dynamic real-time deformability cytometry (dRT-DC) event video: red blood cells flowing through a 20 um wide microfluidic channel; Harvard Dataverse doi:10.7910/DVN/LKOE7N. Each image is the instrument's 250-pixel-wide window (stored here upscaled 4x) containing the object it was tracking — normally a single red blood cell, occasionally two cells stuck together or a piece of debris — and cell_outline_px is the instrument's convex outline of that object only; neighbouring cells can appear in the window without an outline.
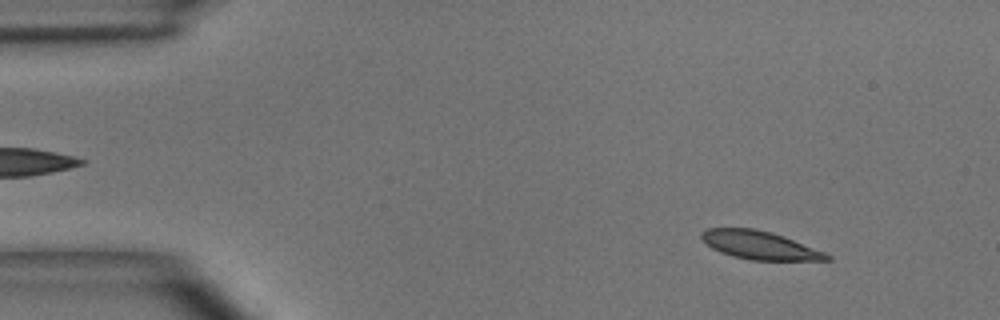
{"species": "common noctule bat (a hibernating species)", "species_latin": "Nyctalus noctula", "temperature_condition": "room temperature", "stored_images_in_passage": 50, "camera_frame_rate_fps": 3000, "um_per_image_px": 0.085, "animal": {"sex": "male", "body_mass_g": 15.6}, "frame": {"image": 1, "passage_image": 5, "time_ms": 1.333, "image_size_px": [1000, 320], "cell_outline_px": [[832, 260], [752, 260], [732, 256], [720, 252], [712, 248], [700, 236], [700, 232], [708, 228], [756, 228], [772, 232], [824, 252], [832, 256]], "centroid_in_image_um": [64.55, 20.84], "position_along_channel_um": 20.4, "area_um2": 20.46}}
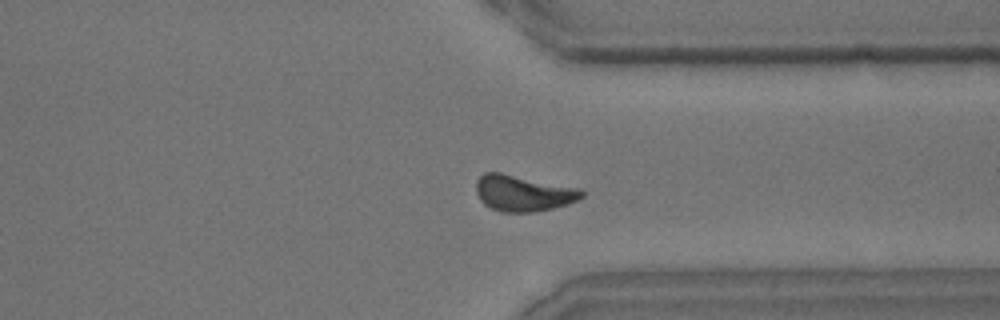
{"frame": {"image": 2, "passage_image": 38, "time_ms": 12.333, "image_size_px": [1000, 320], "cell_outline_px": [[584, 196], [568, 204], [552, 208], [532, 212], [500, 212], [484, 204], [480, 200], [476, 192], [476, 180], [484, 172], [500, 172], [580, 188], [584, 192]], "centroid_in_image_um": [44.45, 16.41], "position_along_channel_um": 367.0, "area_um2": 22.25}}
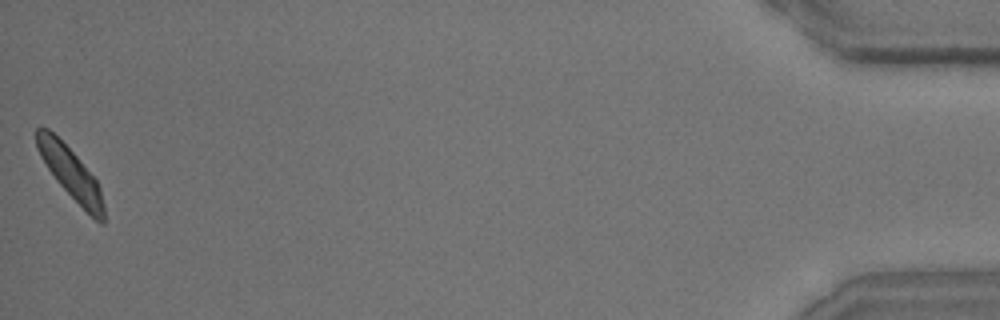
{"frame": {"image": 3, "passage_image": 50, "time_ms": 16.333, "image_size_px": [1000, 320], "cell_outline_px": [[104, 224], [100, 224], [56, 180], [40, 156], [36, 148], [36, 128], [48, 128], [76, 156], [96, 180], [100, 188], [104, 204]], "centroid_in_image_um": [6.0, 14.71], "position_along_channel_um": 429.2, "area_um2": 19.42}, "authors_computed_cell_mechanics": {"area_um2": 21.675, "velocity_mm_per_s": 3.9019, "shape_relaxation_time_tau1_ms": 2.4135, "shape_relaxation_time_tau2_ms": 3.928, "deformation_change_tau1": 0.112, "deformation_change_tau2": 0.1075}}